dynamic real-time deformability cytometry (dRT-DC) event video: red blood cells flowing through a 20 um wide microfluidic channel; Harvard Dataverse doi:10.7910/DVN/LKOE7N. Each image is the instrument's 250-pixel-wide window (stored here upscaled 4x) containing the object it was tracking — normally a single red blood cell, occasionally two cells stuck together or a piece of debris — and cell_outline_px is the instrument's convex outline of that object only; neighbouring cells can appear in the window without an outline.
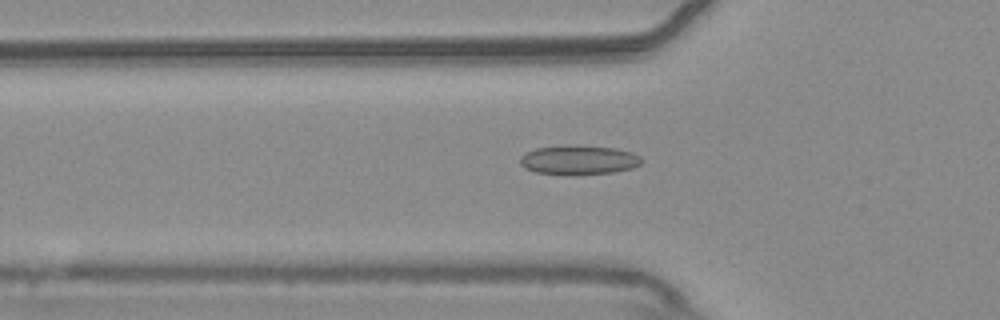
{"species": "common noctule bat (a hibernating species)", "species_latin": "Nyctalus noctula", "temperature_condition": "warm", "stored_images_in_passage": 38, "camera_frame_rate_fps": 3000, "um_per_image_px": 0.085, "animal": {"sex": "male", "body_mass_g": 20.4}, "frame": {"image": 1, "passage_image": 2, "time_ms": 0.333, "image_size_px": [1000, 320], "cell_outline_px": [[640, 164], [632, 168], [616, 172], [576, 176], [564, 176], [536, 172], [524, 168], [520, 164], [520, 156], [524, 152], [536, 148], [564, 144], [576, 144], [616, 148], [632, 152], [640, 156]], "centroid_in_image_um": [49.15, 13.6], "position_along_channel_um": 76.7, "area_um2": 21.62}}
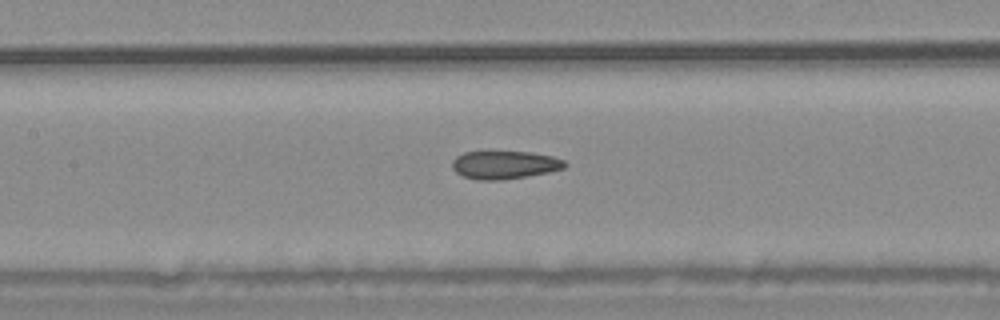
{"frame": {"image": 2, "passage_image": 9, "time_ms": 2.667, "image_size_px": [1000, 320], "cell_outline_px": [[568, 164], [564, 168], [548, 172], [528, 176], [500, 180], [476, 180], [464, 176], [456, 172], [452, 168], [452, 160], [456, 156], [464, 152], [532, 152], [552, 156], [564, 160]], "centroid_in_image_um": [42.89, 14.01], "position_along_channel_um": 164.5, "area_um2": 18.44}}
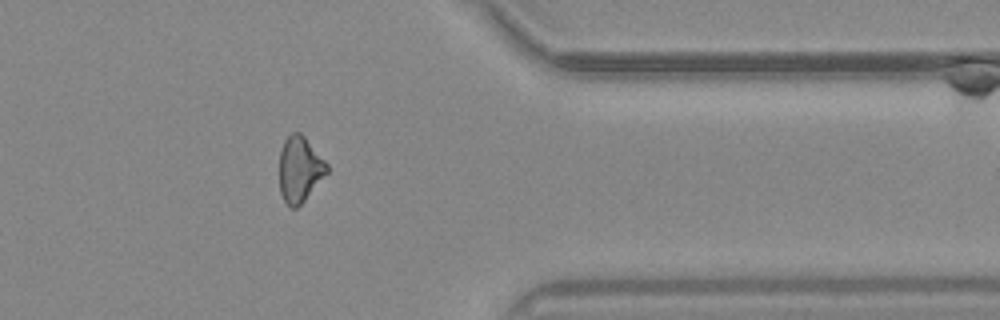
{"frame": {"image": 3, "passage_image": 28, "time_ms": 9.0, "image_size_px": [1000, 320], "cell_outline_px": [[328, 172], [304, 200], [296, 208], [292, 208], [284, 200], [280, 192], [280, 152], [284, 140], [292, 132], [300, 132], [304, 136], [328, 164]], "centroid_in_image_um": [25.47, 14.37], "position_along_channel_um": 385.9, "area_um2": 17.92}, "authors_computed_cell_mechanics": {"area_um2": 18.7272, "velocity_mm_per_s": 3.7219, "shape_relaxation_time_tau1_ms": null, "shape_relaxation_time_tau2_ms": 2.5579, "deformation_change_tau1": null, "deformation_change_tau2": 0.1121}}